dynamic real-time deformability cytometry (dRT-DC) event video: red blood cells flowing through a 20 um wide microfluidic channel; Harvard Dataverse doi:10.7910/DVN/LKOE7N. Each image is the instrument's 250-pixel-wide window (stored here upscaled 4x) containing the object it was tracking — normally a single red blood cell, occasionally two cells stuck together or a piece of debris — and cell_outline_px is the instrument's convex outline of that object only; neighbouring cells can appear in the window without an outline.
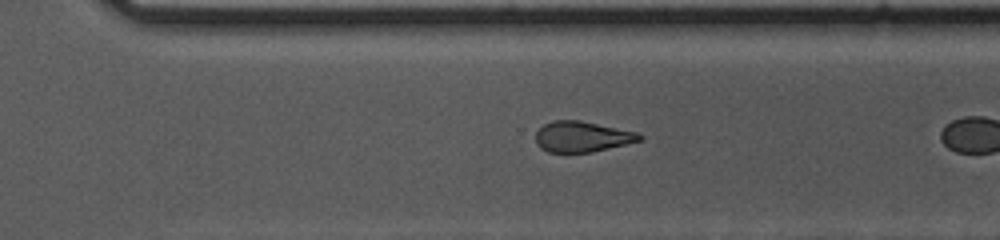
{"species": "common noctule bat (a hibernating species)", "species_latin": "Nyctalus noctula", "temperature_condition": "cold", "stored_images_in_passage": 32, "camera_frame_rate_fps": 3000, "um_per_image_px": 0.085, "animal": {"sex": "female", "body_mass_g": 10.0, "forearm_length_mm": 53.1}, "frame": {"image": 1, "passage_image": 28, "time_ms": 9.0, "image_size_px": [1000, 240], "cell_outline_px": [[644, 140], [592, 152], [548, 152], [540, 148], [536, 144], [536, 132], [544, 124], [552, 120], [580, 120], [636, 132], [644, 136]], "centroid_in_image_um": [49.48, 11.62], "position_along_channel_um": 321.1, "area_um2": 18.61}}